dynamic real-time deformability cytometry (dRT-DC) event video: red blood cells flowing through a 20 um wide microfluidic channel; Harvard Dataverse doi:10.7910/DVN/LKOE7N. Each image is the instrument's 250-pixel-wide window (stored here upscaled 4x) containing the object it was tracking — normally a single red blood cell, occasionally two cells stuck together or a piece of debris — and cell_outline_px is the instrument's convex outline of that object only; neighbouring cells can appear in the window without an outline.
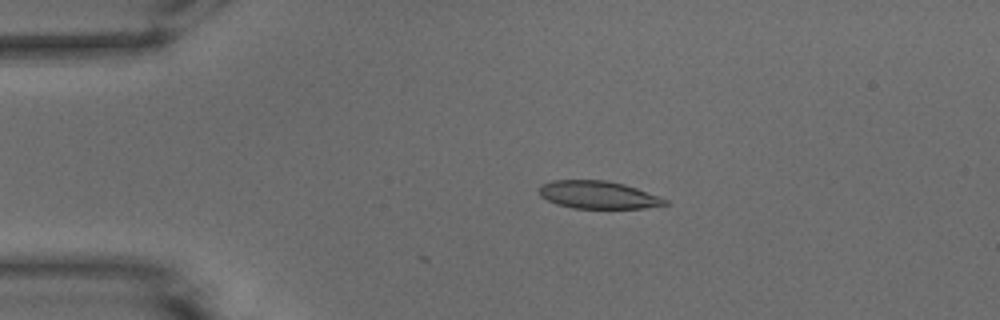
{"species": "common noctule bat (a hibernating species)", "species_latin": "Nyctalus noctula", "temperature_condition": "warm", "stored_images_in_passage": 9, "camera_frame_rate_fps": 3000, "um_per_image_px": 0.085, "animal": {"sex": "male", "body_mass_g": 15.6}, "frame": {"image": 1, "passage_image": 9, "time_ms": 2.667, "image_size_px": [1000, 320], "cell_outline_px": [[668, 204], [644, 208], [572, 208], [556, 204], [540, 196], [540, 184], [552, 180], [604, 180], [624, 184], [660, 196], [668, 200]], "centroid_in_image_um": [50.83, 16.56], "position_along_channel_um": 34.2, "area_um2": 20.29}}